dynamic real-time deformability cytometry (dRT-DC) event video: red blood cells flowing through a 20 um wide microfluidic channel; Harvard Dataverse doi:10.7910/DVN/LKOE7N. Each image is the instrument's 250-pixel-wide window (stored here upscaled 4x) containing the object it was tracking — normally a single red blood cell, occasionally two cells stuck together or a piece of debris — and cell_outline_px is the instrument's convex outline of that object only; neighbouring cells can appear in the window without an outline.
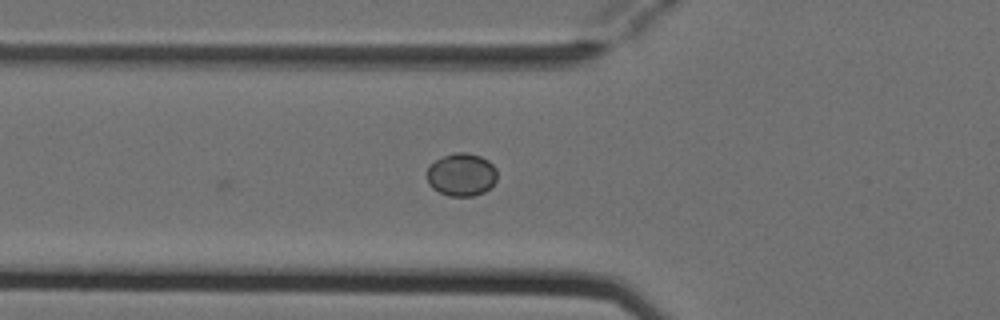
{"species": "Egyptian fruit bat (a non-hibernating species)", "species_latin": "Rousettus aegyptiacus", "temperature_condition": "cold", "stored_images_in_passage": 6, "camera_frame_rate_fps": 3000, "um_per_image_px": 0.085, "animal": {"sex": "female"}, "frame": {"image": 1, "passage_image": 6, "time_ms": 1.667, "image_size_px": [1000, 320], "cell_outline_px": [[496, 180], [484, 192], [472, 196], [448, 196], [432, 188], [428, 184], [428, 164], [452, 152], [464, 152], [480, 156], [488, 160], [496, 168]], "centroid_in_image_um": [39.21, 14.84], "position_along_channel_um": 86.6, "area_um2": 17.51}}